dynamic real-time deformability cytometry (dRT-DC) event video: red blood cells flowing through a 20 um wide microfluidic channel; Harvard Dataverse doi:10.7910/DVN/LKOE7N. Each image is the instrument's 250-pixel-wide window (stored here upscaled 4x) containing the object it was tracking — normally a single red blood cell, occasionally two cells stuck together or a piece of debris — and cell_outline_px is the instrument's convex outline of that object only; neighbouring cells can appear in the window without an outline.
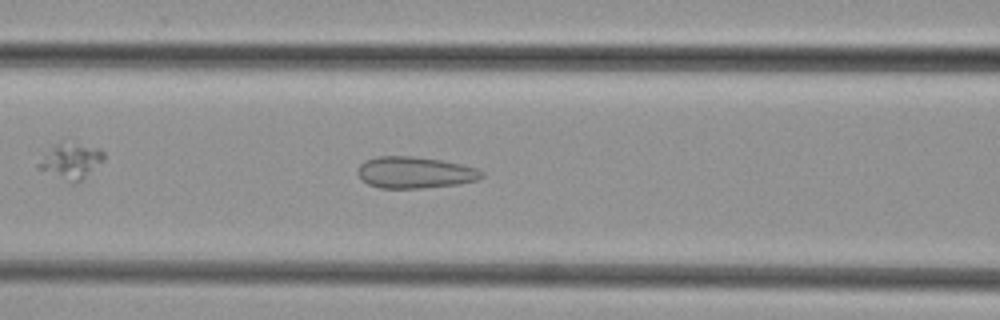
{"species": "common noctule bat (a hibernating species)", "species_latin": "Nyctalus noctula", "temperature_condition": "cold", "stored_images_in_passage": 40, "camera_frame_rate_fps": 3000, "um_per_image_px": 0.085, "animal": {"sex": "female", "body_mass_g": 29.2, "forearm_length_mm": 56.3}, "frame": {"image": 1, "passage_image": 19, "time_ms": 6.0, "image_size_px": [1000, 320], "cell_outline_px": [[484, 176], [476, 180], [460, 184], [420, 188], [380, 188], [368, 184], [360, 180], [356, 172], [360, 164], [376, 156], [412, 156], [440, 160], [460, 164], [476, 168], [484, 172]], "centroid_in_image_um": [35.24, 14.67], "position_along_channel_um": 131.4, "area_um2": 22.83}}
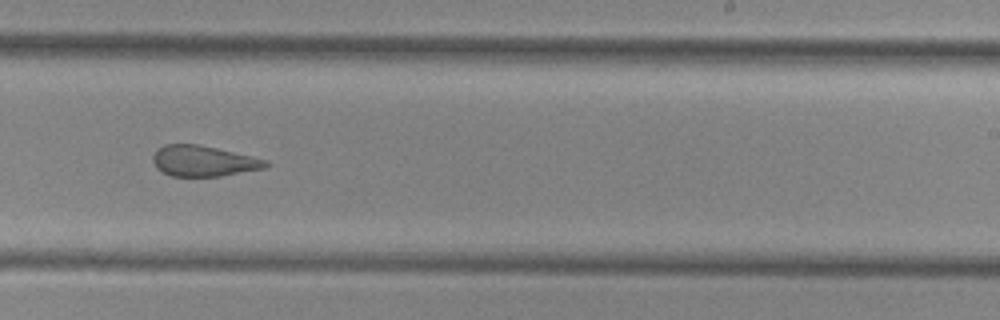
{"frame": {"image": 2, "passage_image": 29, "time_ms": 9.333, "image_size_px": [1000, 320], "cell_outline_px": [[272, 164], [264, 168], [220, 176], [172, 176], [156, 168], [152, 160], [152, 156], [156, 148], [164, 144], [200, 144], [252, 156], [268, 160]], "centroid_in_image_um": [17.28, 13.67], "position_along_channel_um": 271.7, "area_um2": 20.35}}
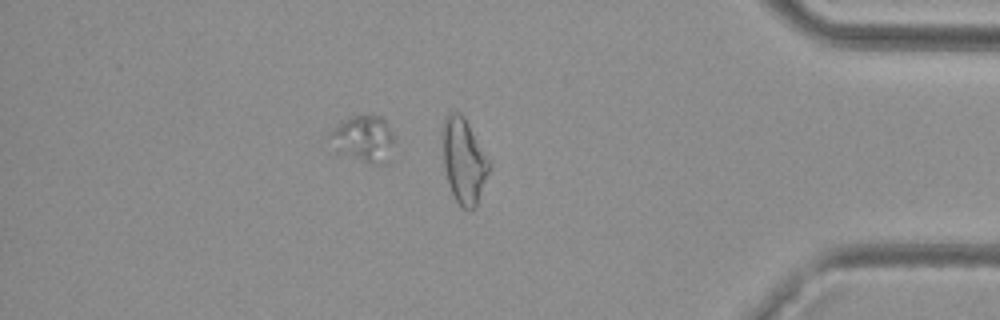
{"frame": {"image": 3, "passage_image": 40, "time_ms": 13.0, "image_size_px": [1000, 320], "cell_outline_px": [[492, 168], [476, 208], [464, 208], [456, 200], [448, 184], [444, 168], [440, 128], [444, 116], [448, 112], [460, 112], [464, 116], [492, 164]], "centroid_in_image_um": [39.42, 13.62], "position_along_channel_um": 395.8, "area_um2": 23.87}}